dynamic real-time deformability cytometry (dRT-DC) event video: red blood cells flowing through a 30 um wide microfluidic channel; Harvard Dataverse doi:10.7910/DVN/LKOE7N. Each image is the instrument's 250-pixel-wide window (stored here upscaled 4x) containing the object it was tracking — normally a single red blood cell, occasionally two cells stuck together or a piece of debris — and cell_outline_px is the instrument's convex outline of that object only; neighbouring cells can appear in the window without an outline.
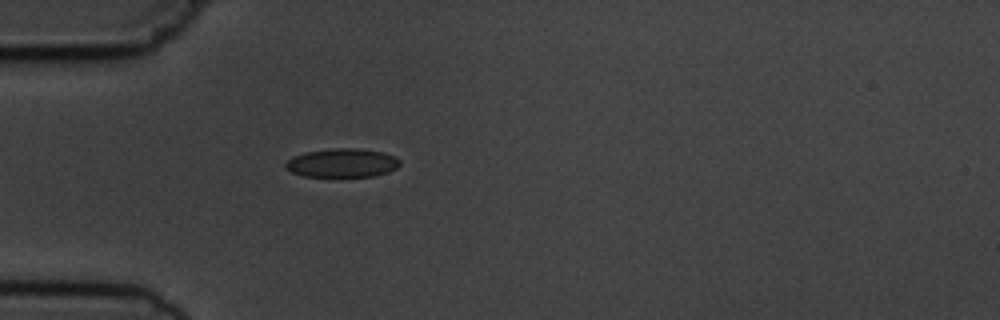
{"species": "common noctule bat (a hibernating species)", "species_latin": "Nyctalus noctula", "temperature_condition": "cold", "stored_images_in_passage": 1, "camera_frame_rate_fps": 3000, "um_per_image_px": 0.085, "animal": {"sex": "male", "body_mass_g": 19.5, "forearm_length_mm": 54.6}, "frame": {"image": 1, "passage_image": 1, "time_ms": 0.0, "image_size_px": [1000, 320], "cell_outline_px": [[400, 164], [396, 168], [388, 172], [376, 176], [304, 176], [292, 172], [284, 168], [284, 164], [292, 156], [304, 152], [336, 148], [356, 148], [384, 152], [400, 160]], "centroid_in_image_um": [29.06, 13.84], "position_along_channel_um": 55.9, "area_um2": 19.13}}